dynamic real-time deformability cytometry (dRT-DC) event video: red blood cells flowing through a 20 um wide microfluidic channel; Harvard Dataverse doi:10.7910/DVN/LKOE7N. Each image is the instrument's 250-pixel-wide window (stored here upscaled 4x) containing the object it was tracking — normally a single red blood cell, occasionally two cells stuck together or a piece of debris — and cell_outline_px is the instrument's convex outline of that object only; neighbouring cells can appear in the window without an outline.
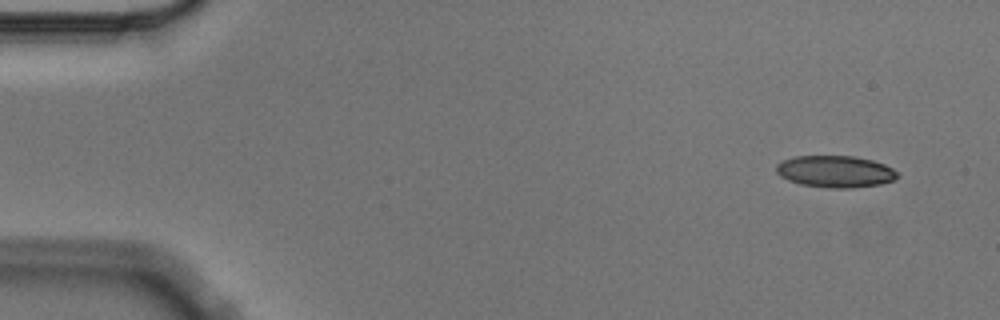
{"species": "Egyptian fruit bat (a non-hibernating species)", "species_latin": "Rousettus aegyptiacus", "temperature_condition": "cold", "stored_images_in_passage": 5, "camera_frame_rate_fps": 3000, "um_per_image_px": 0.085, "animal": {"sex": "male"}, "frame": {"image": 1, "passage_image": 1, "time_ms": 0.0, "image_size_px": [1000, 320], "cell_outline_px": [[900, 176], [892, 180], [880, 184], [848, 188], [828, 188], [800, 184], [788, 180], [780, 176], [776, 172], [776, 164], [784, 160], [796, 156], [856, 156], [872, 160], [884, 164], [892, 168]], "centroid_in_image_um": [70.98, 14.58], "position_along_channel_um": 14.0, "area_um2": 22.43}}
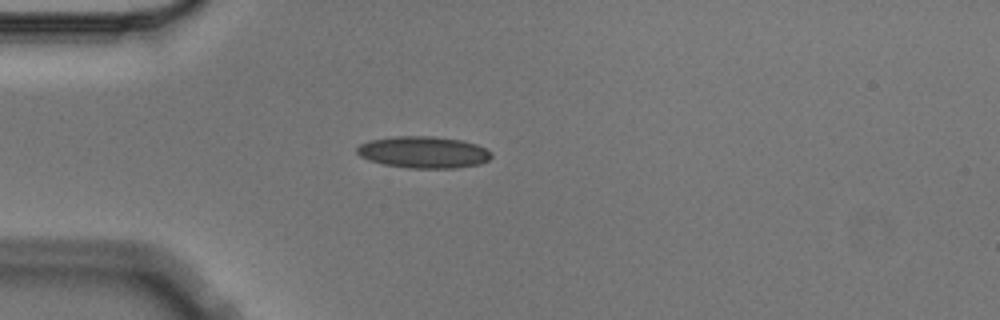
{"frame": {"image": 2, "passage_image": 4, "time_ms": 1.0, "image_size_px": [1000, 320], "cell_outline_px": [[492, 156], [488, 160], [480, 164], [456, 168], [408, 168], [384, 164], [368, 160], [360, 156], [356, 152], [356, 148], [360, 144], [368, 140], [396, 136], [428, 136], [464, 140], [476, 144], [492, 152]], "centroid_in_image_um": [35.99, 12.94], "position_along_channel_um": 49.0, "area_um2": 24.97}}